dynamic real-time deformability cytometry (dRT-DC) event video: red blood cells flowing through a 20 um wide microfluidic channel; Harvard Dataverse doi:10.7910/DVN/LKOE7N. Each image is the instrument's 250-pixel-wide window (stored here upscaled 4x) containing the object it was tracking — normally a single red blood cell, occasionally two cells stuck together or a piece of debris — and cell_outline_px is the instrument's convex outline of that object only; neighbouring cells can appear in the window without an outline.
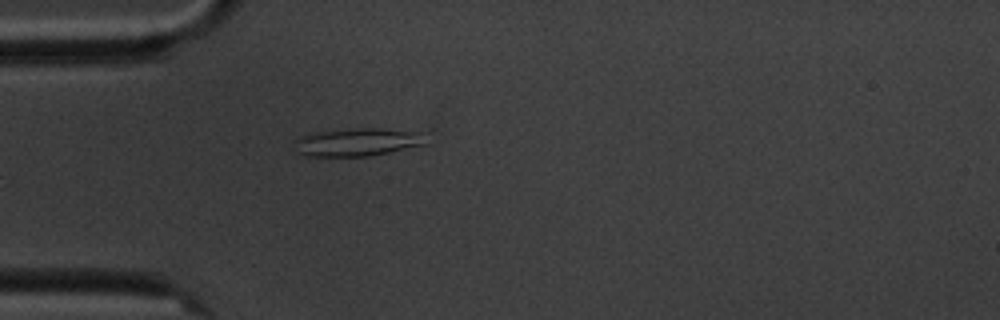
{"species": "common noctule bat (a hibernating species)", "species_latin": "Nyctalus noctula", "temperature_condition": "cold", "stored_images_in_passage": 4, "camera_frame_rate_fps": 3000, "um_per_image_px": 0.085, "animal": {"sex": "male", "body_mass_g": 20.1, "forearm_length_mm": 53.5}, "frame": {"image": 1, "passage_image": 4, "time_ms": 4.667, "image_size_px": [1000, 320], "cell_outline_px": [[428, 144], [368, 156], [300, 156], [296, 152], [292, 140], [308, 132], [356, 128], [380, 128], [420, 132]], "centroid_in_image_um": [30.27, 12.07], "position_along_channel_um": 54.7, "area_um2": 21.79}}